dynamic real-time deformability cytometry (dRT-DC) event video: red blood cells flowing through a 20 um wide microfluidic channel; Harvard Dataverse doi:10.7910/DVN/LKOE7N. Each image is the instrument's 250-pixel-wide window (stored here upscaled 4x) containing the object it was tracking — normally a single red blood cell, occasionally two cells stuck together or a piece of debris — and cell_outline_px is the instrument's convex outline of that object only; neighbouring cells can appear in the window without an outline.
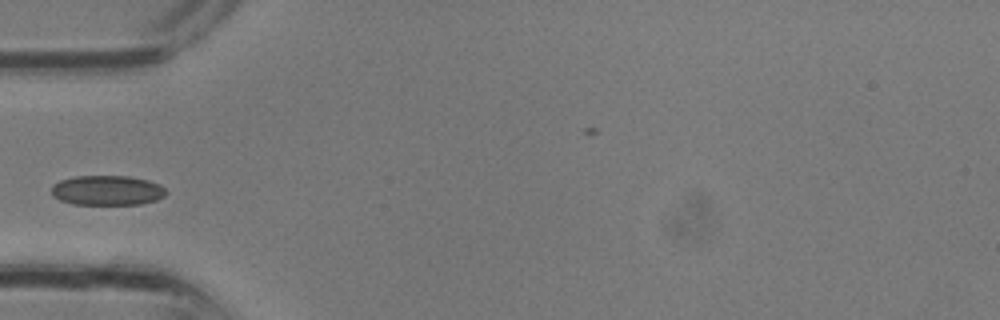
{"species": "common noctule bat (a hibernating species)", "species_latin": "Nyctalus noctula", "temperature_condition": "room temperature", "stored_images_in_passage": 3, "camera_frame_rate_fps": 3000, "um_per_image_px": 0.085, "animal": {"sex": "male", "body_mass_g": 13.3}, "frame": {"image": 1, "passage_image": 3, "time_ms": 0.667, "image_size_px": [1000, 320], "cell_outline_px": [[168, 192], [164, 196], [156, 200], [140, 204], [72, 204], [60, 200], [52, 196], [52, 184], [60, 180], [76, 176], [128, 176], [148, 180], [160, 184]], "centroid_in_image_um": [9.11, 16.18], "position_along_channel_um": 75.9, "area_um2": 20.0}}